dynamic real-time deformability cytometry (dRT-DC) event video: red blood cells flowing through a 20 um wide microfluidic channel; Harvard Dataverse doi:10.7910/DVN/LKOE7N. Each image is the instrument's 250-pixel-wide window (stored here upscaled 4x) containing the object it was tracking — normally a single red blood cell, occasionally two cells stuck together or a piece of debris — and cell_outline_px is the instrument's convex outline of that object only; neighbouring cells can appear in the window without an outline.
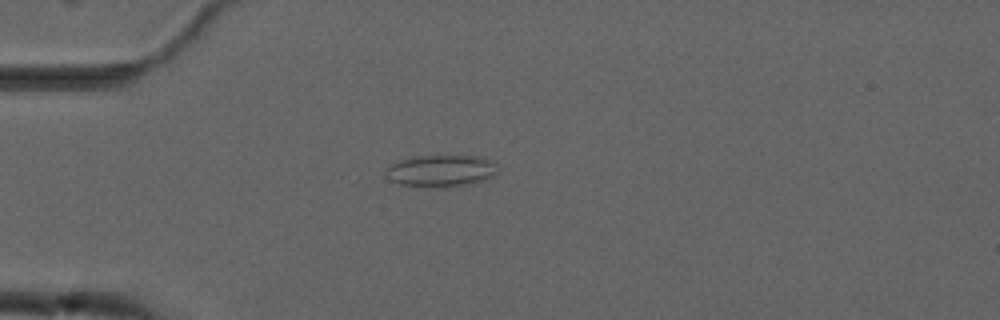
{"species": "common noctule bat (a hibernating species)", "species_latin": "Nyctalus noctula", "temperature_condition": "cold", "stored_images_in_passage": 3, "camera_frame_rate_fps": 3000, "um_per_image_px": 0.085, "animal": {"sex": "male", "forearm_length_mm": 52.5}, "frame": {"image": 1, "passage_image": 3, "time_ms": 3.333, "image_size_px": [1000, 320], "cell_outline_px": [[500, 164], [496, 172], [492, 176], [484, 180], [472, 184], [444, 188], [428, 188], [400, 184], [392, 180], [384, 172], [384, 168], [400, 160], [412, 156], [480, 156], [492, 160]], "centroid_in_image_um": [37.52, 14.53], "position_along_channel_um": 47.5, "area_um2": 21.27}}